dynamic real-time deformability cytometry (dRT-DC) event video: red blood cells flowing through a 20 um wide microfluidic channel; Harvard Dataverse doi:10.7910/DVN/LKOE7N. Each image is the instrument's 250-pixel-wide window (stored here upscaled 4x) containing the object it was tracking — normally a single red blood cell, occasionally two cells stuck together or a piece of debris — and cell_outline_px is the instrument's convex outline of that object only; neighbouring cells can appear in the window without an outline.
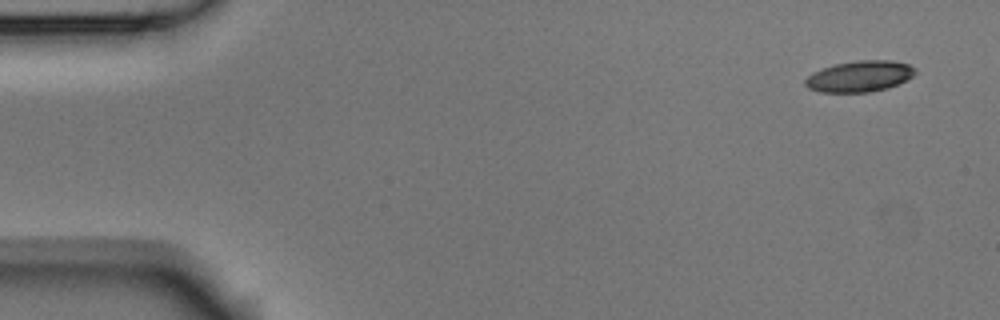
{"species": "Egyptian fruit bat (a non-hibernating species)", "species_latin": "Rousettus aegyptiacus", "temperature_condition": "room temperature", "stored_images_in_passage": 6, "camera_frame_rate_fps": 3000, "um_per_image_px": 0.085, "animal": {"sex": "male"}, "frame": {"image": 1, "passage_image": 1, "time_ms": 0.0, "image_size_px": [1000, 320], "cell_outline_px": [[916, 72], [912, 76], [888, 88], [868, 92], [820, 92], [808, 88], [804, 84], [804, 80], [812, 72], [836, 64], [856, 60], [892, 60], [908, 64], [916, 68]], "centroid_in_image_um": [73.05, 6.48], "position_along_channel_um": 12.0, "area_um2": 19.83}}
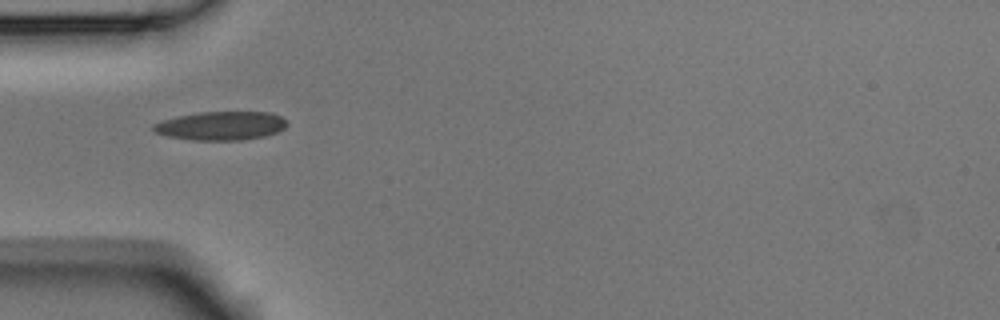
{"frame": {"image": 2, "passage_image": 5, "time_ms": 1.333, "image_size_px": [1000, 320], "cell_outline_px": [[288, 124], [284, 128], [276, 132], [264, 136], [240, 140], [192, 140], [168, 136], [156, 132], [152, 128], [152, 124], [176, 116], [200, 112], [268, 112], [280, 116], [288, 120]], "centroid_in_image_um": [18.8, 10.68], "position_along_channel_um": 66.2, "area_um2": 22.25}}
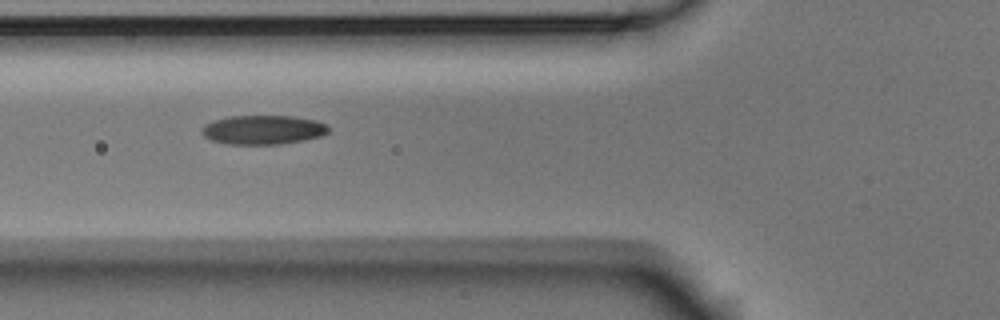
{"frame": {"image": 3, "passage_image": 6, "time_ms": 1.667, "image_size_px": [1000, 320], "cell_outline_px": [[328, 132], [320, 136], [304, 140], [276, 144], [228, 144], [212, 140], [204, 136], [200, 132], [200, 128], [204, 124], [212, 120], [228, 116], [292, 116], [316, 120], [328, 124]], "centroid_in_image_um": [22.32, 11.02], "position_along_channel_um": 103.5, "area_um2": 21.62}}